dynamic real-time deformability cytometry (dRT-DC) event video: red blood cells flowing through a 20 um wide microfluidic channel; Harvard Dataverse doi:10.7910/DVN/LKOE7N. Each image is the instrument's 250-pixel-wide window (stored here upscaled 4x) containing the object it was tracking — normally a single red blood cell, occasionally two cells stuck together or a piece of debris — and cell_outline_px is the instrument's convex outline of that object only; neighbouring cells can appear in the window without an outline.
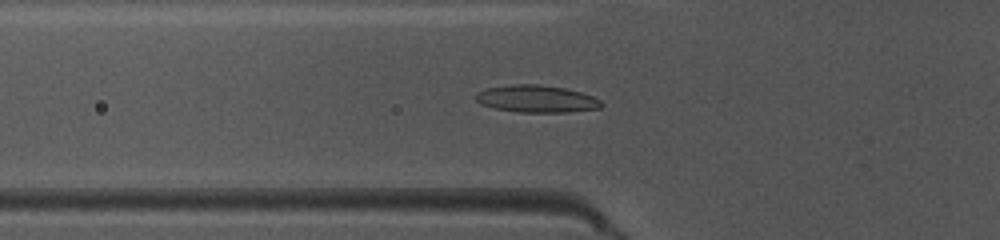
{"species": "common noctule bat (a hibernating species)", "species_latin": "Nyctalus noctula", "temperature_condition": "warm", "stored_images_in_passage": 46, "camera_frame_rate_fps": 3000, "um_per_image_px": 0.085, "animal": {"sex": "female", "body_mass_g": 10.0, "forearm_length_mm": 53.1}, "frame": {"image": 1, "passage_image": 14, "time_ms": 4.333, "image_size_px": [1000, 240], "cell_outline_px": [[604, 104], [600, 108], [568, 112], [520, 112], [496, 108], [480, 104], [476, 100], [476, 92], [488, 88], [512, 84], [540, 84], [564, 88], [580, 92], [592, 96], [600, 100]], "centroid_in_image_um": [45.61, 8.4], "position_along_channel_um": 80.2, "area_um2": 19.83}}
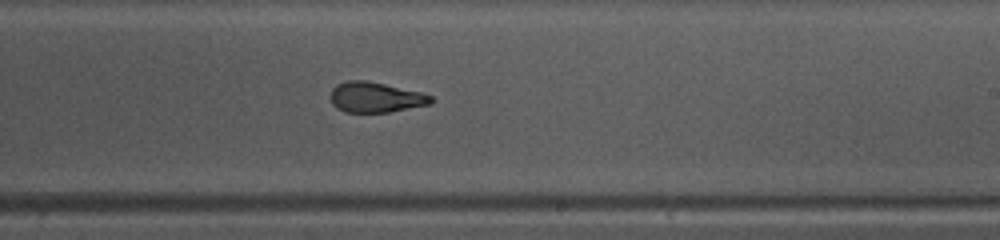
{"frame": {"image": 2, "passage_image": 27, "time_ms": 8.667, "image_size_px": [1000, 240], "cell_outline_px": [[432, 104], [388, 112], [344, 112], [336, 108], [332, 104], [328, 96], [332, 88], [336, 84], [348, 80], [364, 80], [384, 84], [420, 92], [432, 96]], "centroid_in_image_um": [31.86, 8.27], "position_along_channel_um": 257.1, "area_um2": 17.86}}
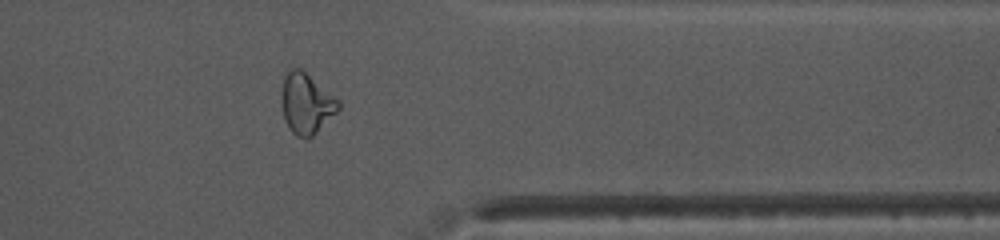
{"frame": {"image": 3, "passage_image": 37, "time_ms": 12.0, "image_size_px": [1000, 240], "cell_outline_px": [[340, 108], [312, 136], [296, 136], [288, 128], [284, 120], [280, 100], [280, 96], [284, 76], [292, 68], [300, 68], [340, 100]], "centroid_in_image_um": [26.0, 8.78], "position_along_channel_um": 385.4, "area_um2": 19.94}}